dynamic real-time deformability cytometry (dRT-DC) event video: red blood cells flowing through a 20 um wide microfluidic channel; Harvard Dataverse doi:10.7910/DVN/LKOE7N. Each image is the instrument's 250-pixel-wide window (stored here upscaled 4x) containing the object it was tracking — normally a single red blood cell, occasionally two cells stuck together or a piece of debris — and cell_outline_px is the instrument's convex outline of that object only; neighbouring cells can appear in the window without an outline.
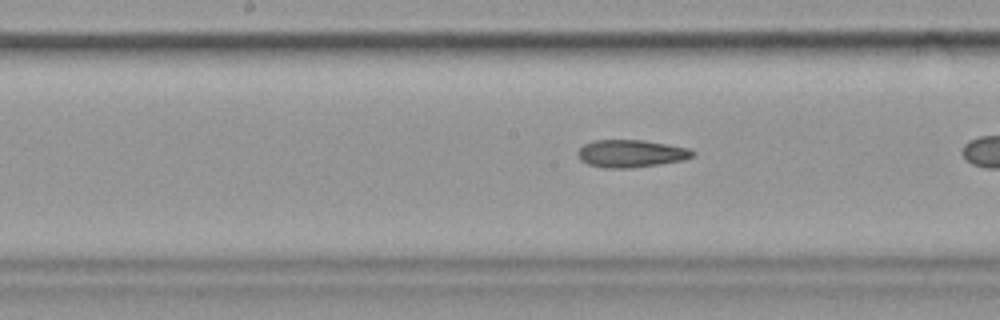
{"species": "common noctule bat (a hibernating species)", "species_latin": "Nyctalus noctula", "temperature_condition": "cold", "stored_images_in_passage": 28, "camera_frame_rate_fps": 3000, "um_per_image_px": 0.085, "animal": {"sex": "female", "body_mass_g": 19.9}, "frame": {"image": 1, "passage_image": 13, "time_ms": 4.0, "image_size_px": [1000, 320], "cell_outline_px": [[696, 152], [692, 156], [684, 160], [628, 168], [604, 168], [588, 164], [580, 160], [576, 152], [584, 144], [592, 140], [644, 140], [668, 144], [688, 148]], "centroid_in_image_um": [53.6, 13.04], "position_along_channel_um": 194.6, "area_um2": 18.38}}